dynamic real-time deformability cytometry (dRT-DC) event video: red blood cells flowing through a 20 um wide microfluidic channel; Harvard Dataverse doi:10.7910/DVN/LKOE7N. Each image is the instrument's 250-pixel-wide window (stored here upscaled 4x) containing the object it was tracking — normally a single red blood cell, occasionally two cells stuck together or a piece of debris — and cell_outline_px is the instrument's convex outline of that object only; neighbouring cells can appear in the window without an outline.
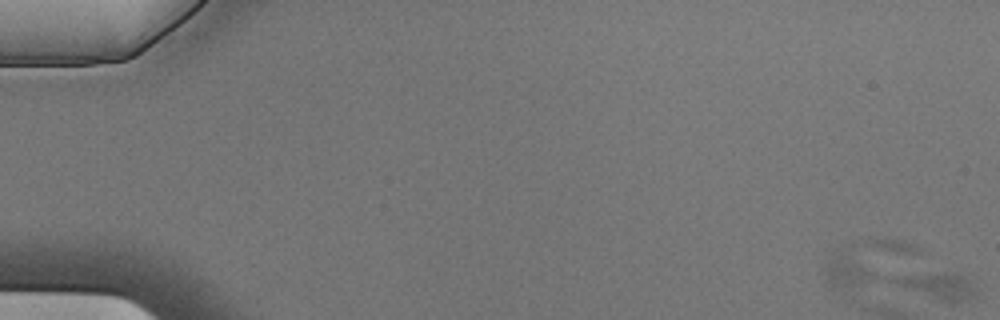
{"species": "Egyptian fruit bat (a non-hibernating species)", "species_latin": "Rousettus aegyptiacus", "temperature_condition": "cold", "stored_images_in_passage": 6, "camera_frame_rate_fps": 3000, "um_per_image_px": 0.085, "animal": {"sex": "male"}, "frame": {"image": 1, "passage_image": 2, "time_ms": 0.333, "image_size_px": [1000, 320], "cell_outline_px": [[976, 300], [960, 304], [952, 304], [940, 300], [900, 284], [892, 280], [908, 276], [940, 272], [952, 272], [964, 276], [972, 284], [976, 296]], "centroid_in_image_um": [80.04, 24.36], "position_along_channel_um": 5.0, "area_um2": 11.96}}